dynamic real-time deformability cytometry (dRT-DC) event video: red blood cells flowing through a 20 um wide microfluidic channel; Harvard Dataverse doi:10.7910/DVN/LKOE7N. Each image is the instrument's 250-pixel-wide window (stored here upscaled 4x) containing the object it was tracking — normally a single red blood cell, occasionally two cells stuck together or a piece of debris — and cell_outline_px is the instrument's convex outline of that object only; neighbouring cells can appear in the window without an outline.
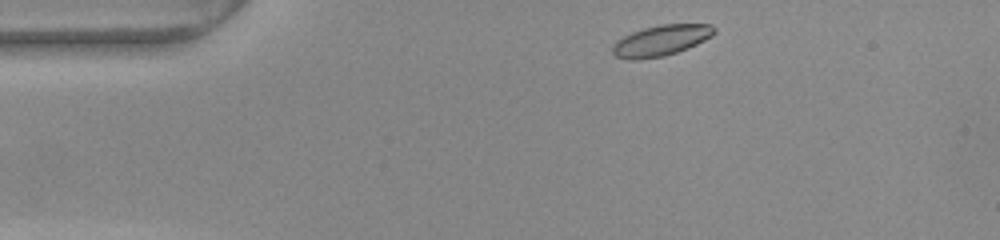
{"species": "common noctule bat (a hibernating species)", "species_latin": "Nyctalus noctula", "temperature_condition": "warm", "stored_images_in_passage": 47, "camera_frame_rate_fps": 3000, "um_per_image_px": 0.085, "animal": {"sex": "female", "body_mass_g": 22.0, "forearm_length_mm": 56.7}, "frame": {"image": 1, "passage_image": 2, "time_ms": 0.333, "image_size_px": [1000, 240], "cell_outline_px": [[716, 32], [712, 36], [688, 48], [664, 56], [636, 60], [628, 60], [616, 56], [612, 52], [612, 44], [616, 40], [632, 32], [644, 28], [660, 24], [712, 24], [716, 28]], "centroid_in_image_um": [56.18, 3.44], "position_along_channel_um": 28.8, "area_um2": 18.32}}
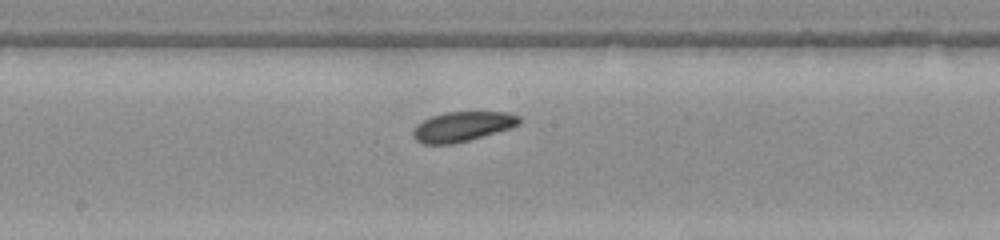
{"frame": {"image": 2, "passage_image": 21, "time_ms": 6.667, "image_size_px": [1000, 240], "cell_outline_px": [[520, 124], [512, 128], [468, 140], [452, 144], [424, 144], [416, 140], [412, 136], [412, 128], [416, 124], [432, 116], [444, 112], [508, 112], [520, 116]], "centroid_in_image_um": [39.29, 10.75], "position_along_channel_um": 208.9, "area_um2": 18.55}}
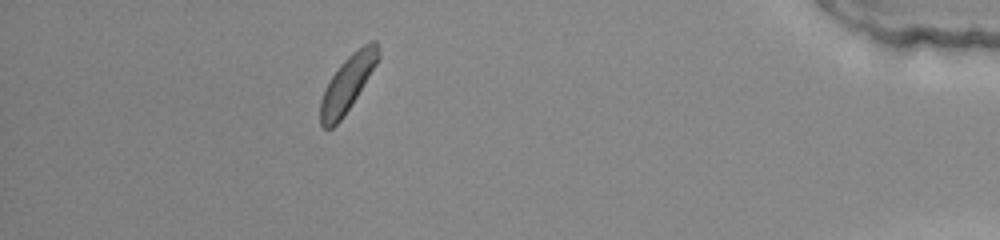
{"frame": {"image": 3, "passage_image": 41, "time_ms": 13.333, "image_size_px": [1000, 240], "cell_outline_px": [[380, 56], [376, 64], [344, 116], [332, 128], [324, 128], [320, 124], [320, 100], [332, 76], [340, 64], [352, 52], [368, 40], [376, 40], [380, 52]], "centroid_in_image_um": [29.55, 7.06], "position_along_channel_um": 405.7, "area_um2": 18.5}, "authors_computed_cell_mechanics": {"area_um2": 18.3804, "velocity_mm_per_s": 3.7492, "shape_relaxation_time_tau1_ms": 1.9746, "shape_relaxation_time_tau2_ms": 8.7888, "deformation_change_tau1": 0.0757, "deformation_change_tau2": 0.1774}}